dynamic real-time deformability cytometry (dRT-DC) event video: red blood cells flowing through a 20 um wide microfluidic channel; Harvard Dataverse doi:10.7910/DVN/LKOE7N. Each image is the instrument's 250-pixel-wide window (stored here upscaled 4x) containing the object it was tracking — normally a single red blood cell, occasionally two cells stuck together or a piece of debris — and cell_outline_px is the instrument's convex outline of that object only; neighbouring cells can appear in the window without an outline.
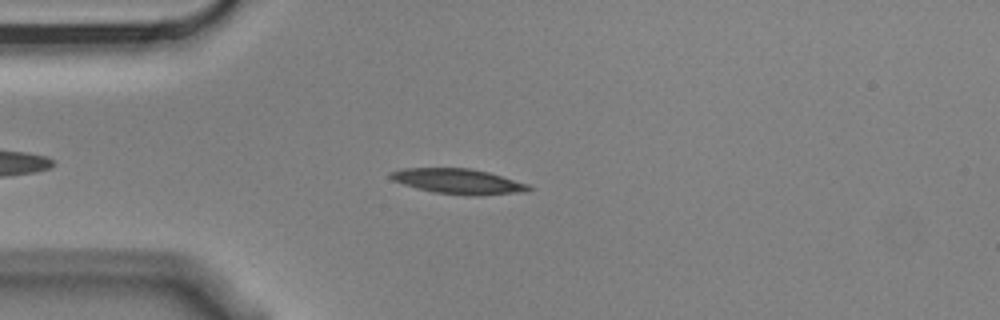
{"species": "Egyptian fruit bat (a non-hibernating species)", "species_latin": "Rousettus aegyptiacus", "temperature_condition": "cold", "stored_images_in_passage": 4, "camera_frame_rate_fps": 3000, "um_per_image_px": 0.085, "animal": {"sex": "male"}, "frame": {"image": 1, "passage_image": 3, "time_ms": 0.667, "image_size_px": [1000, 320], "cell_outline_px": [[532, 188], [528, 192], [480, 196], [464, 196], [432, 192], [416, 188], [392, 180], [388, 176], [388, 172], [404, 168], [468, 168], [488, 172], [528, 184]], "centroid_in_image_um": [38.95, 15.43], "position_along_channel_um": 46.1, "area_um2": 20.58}}